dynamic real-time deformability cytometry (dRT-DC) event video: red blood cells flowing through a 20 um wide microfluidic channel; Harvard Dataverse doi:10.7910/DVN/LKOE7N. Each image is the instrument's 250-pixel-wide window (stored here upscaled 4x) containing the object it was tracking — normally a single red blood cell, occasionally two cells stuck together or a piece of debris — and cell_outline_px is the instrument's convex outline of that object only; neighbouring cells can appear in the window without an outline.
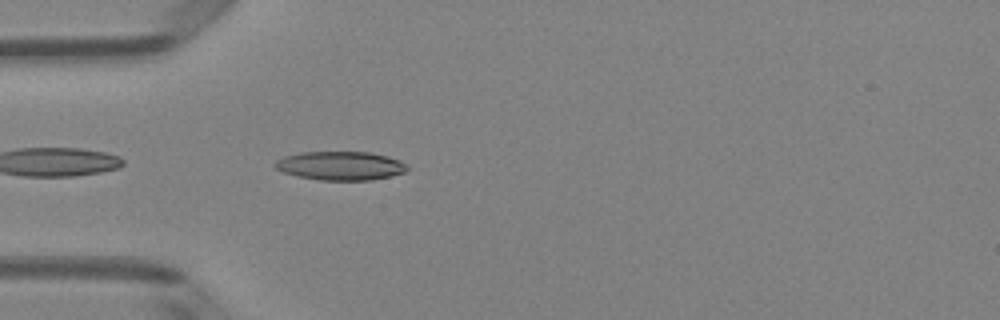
{"species": "Egyptian fruit bat (a non-hibernating species)", "species_latin": "Rousettus aegyptiacus", "temperature_condition": "room temperature", "stored_images_in_passage": 37, "camera_frame_rate_fps": 3000, "um_per_image_px": 0.085, "animal": {"sex": "female"}, "frame": {"image": 1, "passage_image": 2, "time_ms": 0.333, "image_size_px": [1000, 320], "cell_outline_px": [[408, 168], [404, 172], [392, 176], [372, 180], [320, 180], [296, 176], [284, 172], [276, 168], [272, 164], [276, 160], [284, 156], [300, 152], [368, 152], [388, 156], [400, 160], [408, 164]], "centroid_in_image_um": [28.95, 14.09], "position_along_channel_um": 56.1, "area_um2": 22.31}}
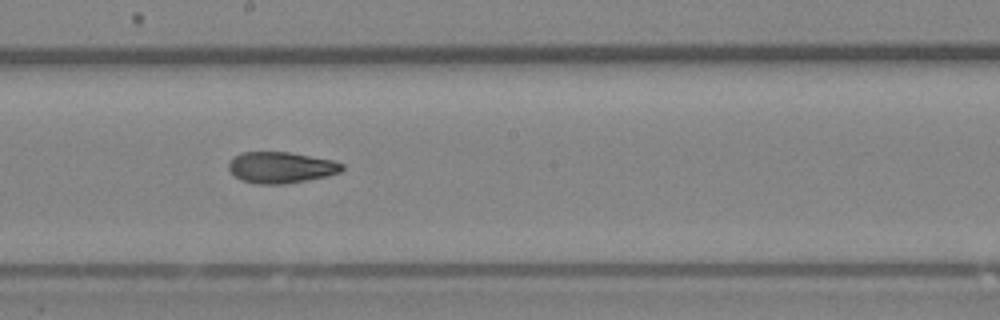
{"frame": {"image": 2, "passage_image": 15, "time_ms": 4.667, "image_size_px": [1000, 320], "cell_outline_px": [[344, 168], [340, 172], [324, 176], [284, 184], [256, 184], [240, 180], [228, 168], [228, 164], [240, 152], [288, 152], [332, 160], [344, 164]], "centroid_in_image_um": [23.86, 14.23], "position_along_channel_um": 224.3, "area_um2": 20.35}}
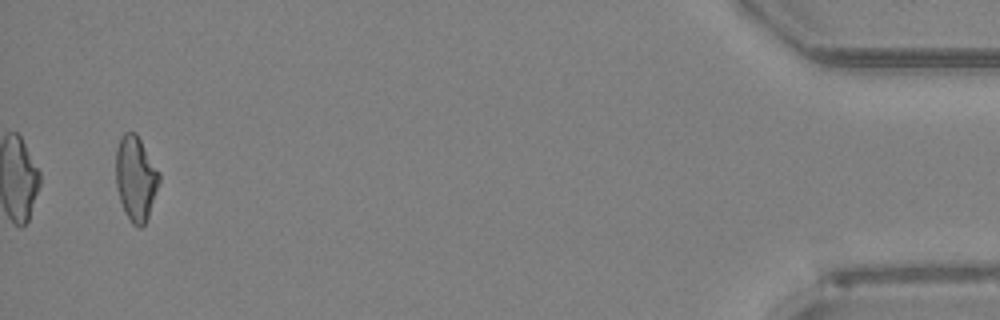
{"frame": {"image": 3, "passage_image": 36, "time_ms": 11.667, "image_size_px": [1000, 320], "cell_outline_px": [[160, 180], [148, 216], [144, 224], [140, 228], [136, 228], [132, 224], [124, 212], [116, 188], [116, 148], [120, 136], [124, 132], [136, 132], [160, 172]], "centroid_in_image_um": [11.52, 15.14], "position_along_channel_um": 423.7, "area_um2": 21.56}, "authors_computed_cell_mechanics": {"area_um2": 21.0392, "velocity_mm_per_s": 4.0263, "shape_relaxation_time_tau1_ms": null, "shape_relaxation_time_tau2_ms": 3.8905, "deformation_change_tau1": null, "deformation_change_tau2": 0.1222}}